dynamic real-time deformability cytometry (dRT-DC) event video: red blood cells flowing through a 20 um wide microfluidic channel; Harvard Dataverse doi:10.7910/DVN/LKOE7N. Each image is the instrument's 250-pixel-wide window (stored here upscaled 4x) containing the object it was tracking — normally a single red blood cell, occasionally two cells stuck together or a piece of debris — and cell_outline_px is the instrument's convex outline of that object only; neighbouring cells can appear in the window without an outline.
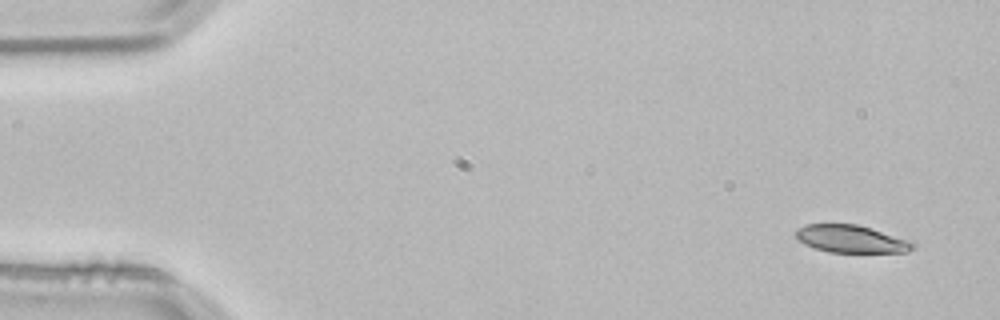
{"species": "common noctule bat (a hibernating species)", "species_latin": "Nyctalus noctula", "temperature_condition": "room temperature", "stored_images_in_passage": 4, "camera_frame_rate_fps": 3000, "um_per_image_px": 0.085, "animal": {"sex": "male", "body_mass_g": 21.5, "forearm_length_mm": 52.0}, "frame": {"image": 1, "passage_image": 1, "time_ms": 0.0, "image_size_px": [1000, 320], "cell_outline_px": [[916, 248], [908, 252], [828, 252], [804, 244], [796, 236], [796, 228], [804, 224], [856, 224], [872, 228], [912, 240], [916, 244]], "centroid_in_image_um": [72.41, 20.3], "position_along_channel_um": 12.6, "area_um2": 19.02}}
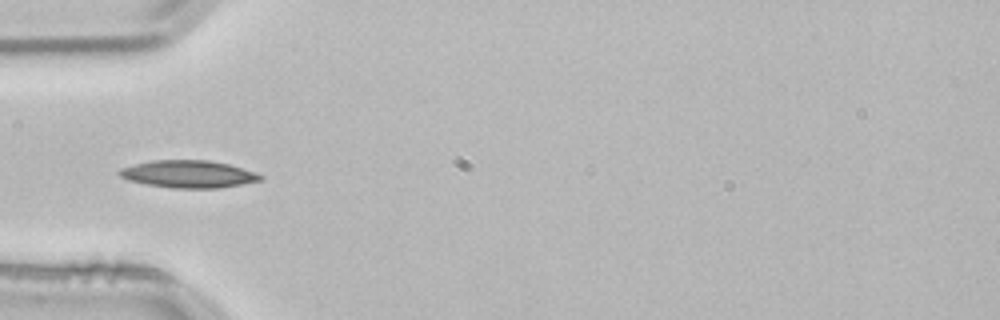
{"frame": {"image": 2, "passage_image": 4, "time_ms": 1.0, "image_size_px": [1000, 320], "cell_outline_px": [[264, 180], [216, 188], [172, 188], [148, 184], [128, 180], [120, 176], [116, 172], [120, 168], [132, 164], [152, 160], [208, 160], [228, 164], [264, 176]], "centroid_in_image_um": [15.96, 14.79], "position_along_channel_um": 69.0, "area_um2": 22.37}}